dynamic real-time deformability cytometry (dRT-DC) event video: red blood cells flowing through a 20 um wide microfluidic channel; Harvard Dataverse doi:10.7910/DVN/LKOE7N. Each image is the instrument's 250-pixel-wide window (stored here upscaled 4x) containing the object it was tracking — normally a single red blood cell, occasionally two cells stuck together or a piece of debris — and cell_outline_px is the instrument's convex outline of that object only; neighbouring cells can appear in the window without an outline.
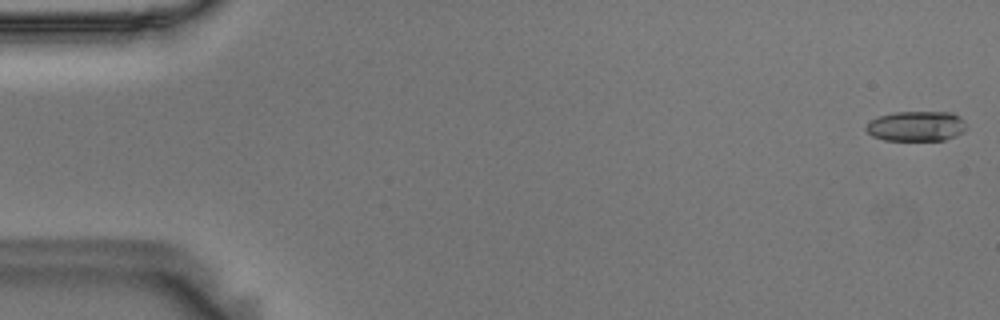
{"species": "Egyptian fruit bat (a non-hibernating species)", "species_latin": "Rousettus aegyptiacus", "temperature_condition": "room temperature", "stored_images_in_passage": 55, "camera_frame_rate_fps": 3000, "um_per_image_px": 0.085, "animal": {"sex": "male"}, "frame": {"image": 1, "passage_image": 1, "time_ms": 0.0, "image_size_px": [1000, 320], "cell_outline_px": [[968, 128], [964, 132], [956, 136], [944, 140], [884, 140], [872, 136], [864, 128], [872, 120], [880, 116], [896, 112], [952, 112], [960, 116], [964, 120]], "centroid_in_image_um": [77.95, 10.72], "position_along_channel_um": 7.1, "area_um2": 17.69}}
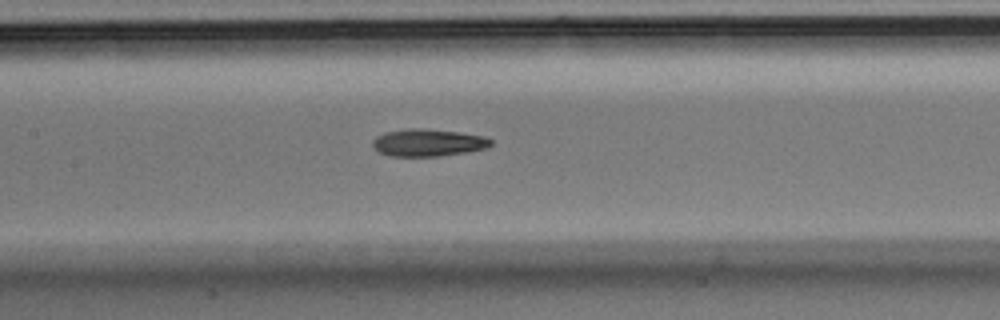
{"frame": {"image": 2, "passage_image": 26, "time_ms": 8.333, "image_size_px": [1000, 320], "cell_outline_px": [[492, 144], [488, 148], [468, 152], [440, 156], [388, 156], [380, 152], [372, 144], [372, 140], [376, 136], [384, 132], [408, 128], [420, 128], [456, 132], [484, 136], [492, 140]], "centroid_in_image_um": [36.38, 12.13], "position_along_channel_um": 171.0, "area_um2": 18.84}}
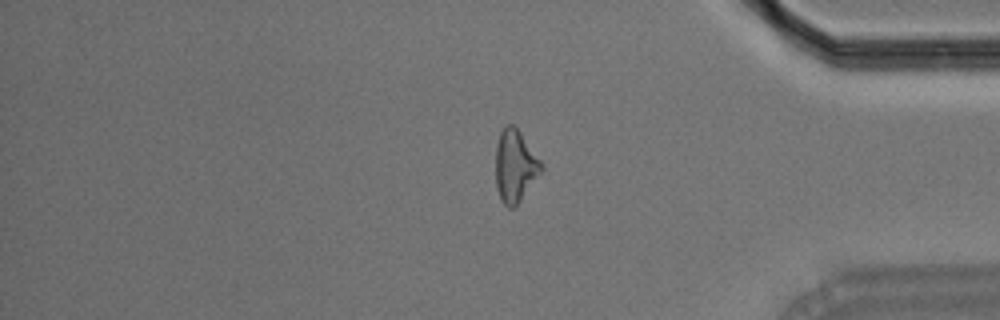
{"frame": {"image": 3, "passage_image": 46, "time_ms": 15.0, "image_size_px": [1000, 320], "cell_outline_px": [[544, 168], [520, 200], [512, 208], [508, 208], [500, 200], [496, 188], [496, 144], [500, 132], [504, 124], [512, 124], [520, 132], [540, 160]], "centroid_in_image_um": [43.75, 14.1], "position_along_channel_um": 391.4, "area_um2": 19.02}, "authors_computed_cell_mechanics": {"area_um2": 18.6116, "velocity_mm_per_s": 3.6522, "shape_relaxation_time_tau1_ms": 7.5993, "shape_relaxation_time_tau2_ms": 10.1902, "deformation_change_tau1": 0.1813, "deformation_change_tau2": 0.2386}}